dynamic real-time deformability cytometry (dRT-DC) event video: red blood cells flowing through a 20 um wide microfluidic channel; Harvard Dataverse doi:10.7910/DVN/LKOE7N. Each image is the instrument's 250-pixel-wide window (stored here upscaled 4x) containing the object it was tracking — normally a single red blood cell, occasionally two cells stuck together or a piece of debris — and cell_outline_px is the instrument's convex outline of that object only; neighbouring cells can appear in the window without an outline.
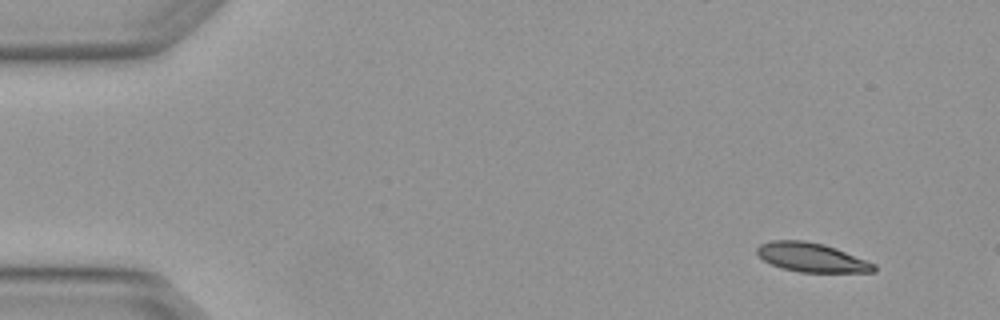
{"species": "Egyptian fruit bat (a non-hibernating species)", "species_latin": "Rousettus aegyptiacus", "temperature_condition": "warm", "stored_images_in_passage": 6, "segment_of_instrument_passage": [2, 2], "camera_frame_rate_fps": 3000, "um_per_image_px": 0.085, "animal": {"sex": "female"}, "frame": {"image": 1, "passage_image": 6, "time_ms": 1.667, "image_size_px": [1000, 320], "cell_outline_px": [[876, 272], [800, 272], [784, 268], [772, 264], [764, 260], [756, 252], [756, 248], [760, 244], [772, 240], [804, 240], [824, 244], [876, 264]], "centroid_in_image_um": [68.99, 21.87], "position_along_channel_um": 16.0, "area_um2": 19.59}}